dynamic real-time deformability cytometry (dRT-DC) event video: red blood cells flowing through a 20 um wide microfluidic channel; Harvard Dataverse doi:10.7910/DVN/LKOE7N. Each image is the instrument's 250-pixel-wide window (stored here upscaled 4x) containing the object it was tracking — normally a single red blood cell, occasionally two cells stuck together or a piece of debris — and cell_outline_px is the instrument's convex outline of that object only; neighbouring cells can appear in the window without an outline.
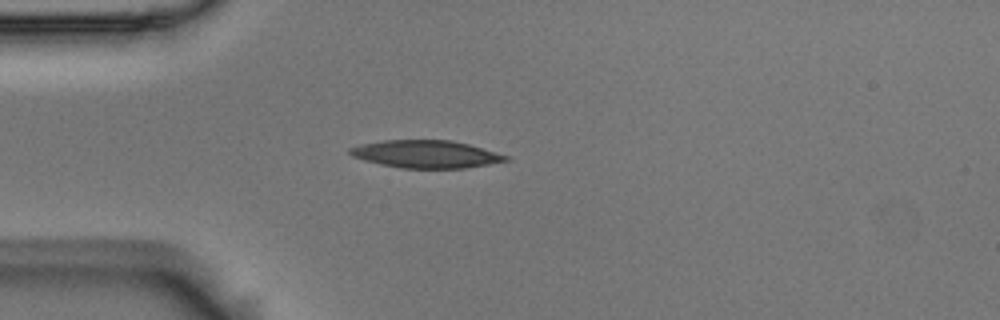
{"species": "Egyptian fruit bat (a non-hibernating species)", "species_latin": "Rousettus aegyptiacus", "temperature_condition": "room temperature", "stored_images_in_passage": 3, "camera_frame_rate_fps": 3000, "um_per_image_px": 0.085, "animal": {"sex": "male"}, "frame": {"image": 1, "passage_image": 2, "time_ms": 0.333, "image_size_px": [1000, 320], "cell_outline_px": [[508, 160], [488, 164], [464, 168], [400, 168], [380, 164], [364, 160], [352, 156], [348, 152], [348, 148], [364, 144], [384, 140], [452, 140], [468, 144], [508, 156]], "centroid_in_image_um": [36.17, 13.1], "position_along_channel_um": 48.8, "area_um2": 24.8}}